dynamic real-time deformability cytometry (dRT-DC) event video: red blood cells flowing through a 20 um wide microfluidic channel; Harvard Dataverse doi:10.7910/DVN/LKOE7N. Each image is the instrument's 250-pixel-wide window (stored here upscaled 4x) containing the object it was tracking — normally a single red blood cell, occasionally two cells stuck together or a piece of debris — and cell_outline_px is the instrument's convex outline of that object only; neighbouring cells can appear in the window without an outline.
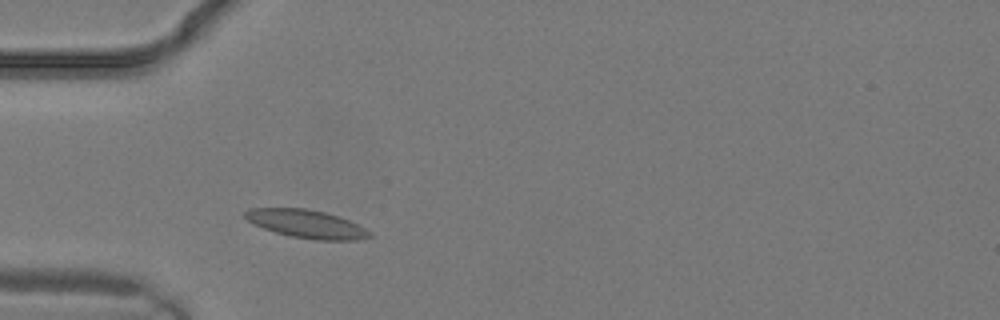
{"species": "common noctule bat (a hibernating species)", "species_latin": "Nyctalus noctula", "temperature_condition": "warm", "stored_images_in_passage": 1, "camera_frame_rate_fps": 3000, "um_per_image_px": 0.085, "animal": {"sex": "male", "body_mass_g": 19.2, "forearm_length_mm": 51.8}, "frame": {"image": 1, "passage_image": 1, "time_ms": 0.0, "image_size_px": [1000, 320], "cell_outline_px": [[372, 236], [356, 240], [316, 240], [292, 236], [276, 232], [264, 228], [248, 220], [244, 216], [244, 212], [248, 208], [304, 208], [324, 212], [348, 220], [372, 232]], "centroid_in_image_um": [26.05, 19.03], "position_along_channel_um": 58.9, "area_um2": 20.11}}